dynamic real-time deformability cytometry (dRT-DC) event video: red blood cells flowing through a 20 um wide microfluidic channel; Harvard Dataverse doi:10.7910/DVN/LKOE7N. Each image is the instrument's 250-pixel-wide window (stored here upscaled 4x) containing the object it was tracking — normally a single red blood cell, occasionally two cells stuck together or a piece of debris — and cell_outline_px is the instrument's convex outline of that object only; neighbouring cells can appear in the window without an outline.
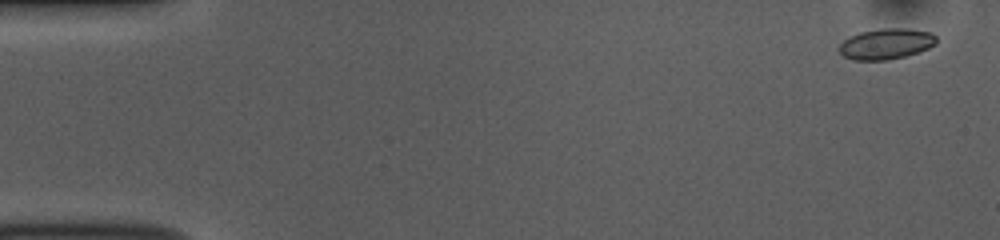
{"species": "common noctule bat (a hibernating species)", "species_latin": "Nyctalus noctula", "temperature_condition": "room temperature", "stored_images_in_passage": 52, "camera_frame_rate_fps": 3000, "um_per_image_px": 0.085, "animal": {"sex": "female", "body_mass_g": 10.0, "forearm_length_mm": 53.1}, "frame": {"image": 1, "passage_image": 2, "time_ms": 0.333, "image_size_px": [1000, 240], "cell_outline_px": [[936, 44], [920, 52], [888, 60], [852, 60], [844, 56], [840, 52], [840, 44], [844, 40], [860, 32], [884, 28], [908, 28], [932, 32], [936, 36]], "centroid_in_image_um": [75.36, 3.73], "position_along_channel_um": 9.6, "area_um2": 17.4}}
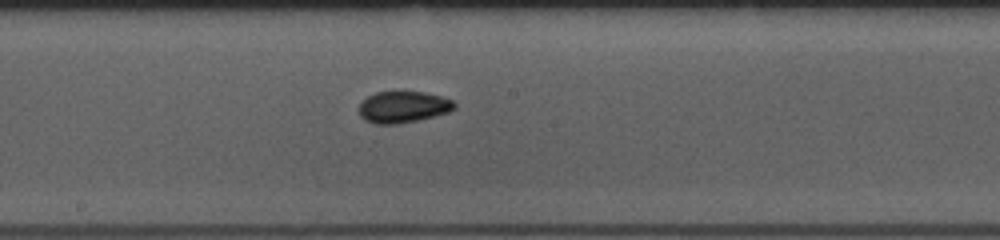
{"frame": {"image": 2, "passage_image": 28, "time_ms": 9.0, "image_size_px": [1000, 240], "cell_outline_px": [[456, 108], [448, 112], [416, 120], [396, 124], [376, 124], [364, 120], [360, 116], [360, 104], [368, 96], [376, 92], [424, 92], [440, 96], [452, 100], [456, 104]], "centroid_in_image_um": [34.26, 9.09], "position_along_channel_um": 213.9, "area_um2": 17.28}}
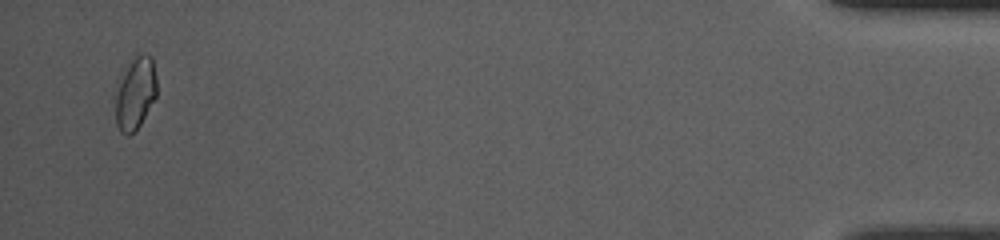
{"frame": {"image": 3, "passage_image": 51, "time_ms": 16.667, "image_size_px": [1000, 240], "cell_outline_px": [[156, 96], [140, 124], [128, 136], [120, 132], [116, 124], [116, 80], [132, 52], [144, 52], [152, 56], [156, 76]], "centroid_in_image_um": [11.47, 7.78], "position_along_channel_um": 423.7, "area_um2": 18.26}, "authors_computed_cell_mechanics": {"area_um2": 17.1088, "velocity_mm_per_s": 3.8111, "shape_relaxation_time_tau1_ms": 4.7664, "shape_relaxation_time_tau2_ms": 2.1057, "deformation_change_tau1": 0.0911, "deformation_change_tau2": 0.0587}}